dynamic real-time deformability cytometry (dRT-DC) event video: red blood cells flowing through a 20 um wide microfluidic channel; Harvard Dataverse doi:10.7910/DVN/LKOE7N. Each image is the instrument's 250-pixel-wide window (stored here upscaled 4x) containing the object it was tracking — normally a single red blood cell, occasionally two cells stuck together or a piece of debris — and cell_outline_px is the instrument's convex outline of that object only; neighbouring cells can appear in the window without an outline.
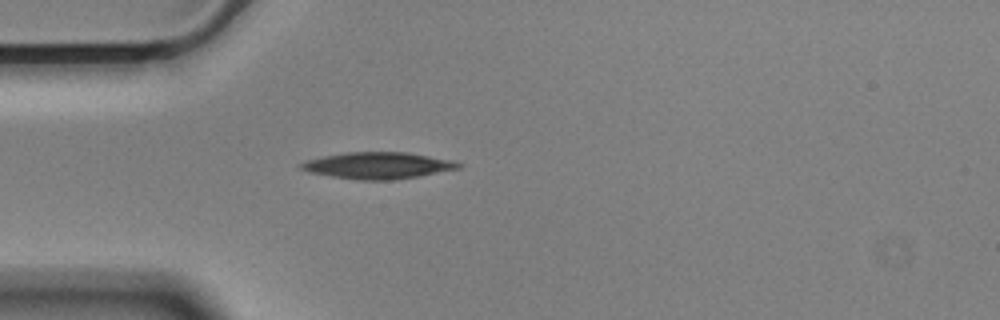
{"species": "Egyptian fruit bat (a non-hibernating species)", "species_latin": "Rousettus aegyptiacus", "temperature_condition": "cold", "stored_images_in_passage": 42, "camera_frame_rate_fps": 3000, "um_per_image_px": 0.085, "animal": {"sex": "male"}, "frame": {"image": 1, "passage_image": 1, "time_ms": 0.0, "image_size_px": [1000, 320], "cell_outline_px": [[464, 164], [460, 168], [416, 176], [392, 180], [360, 180], [332, 176], [308, 172], [300, 168], [296, 164], [304, 160], [344, 152], [408, 152], [452, 160]], "centroid_in_image_um": [32.07, 14.05], "position_along_channel_um": 52.9, "area_um2": 24.39}}
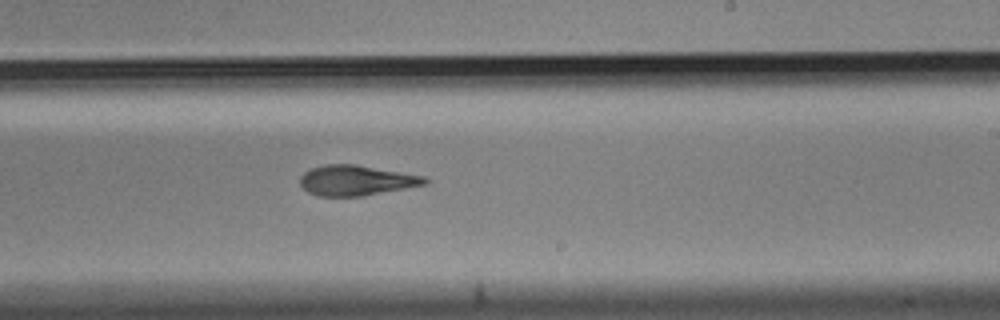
{"frame": {"image": 2, "passage_image": 19, "time_ms": 6.0, "image_size_px": [1000, 320], "cell_outline_px": [[432, 180], [428, 184], [364, 196], [316, 196], [308, 192], [300, 184], [300, 176], [304, 172], [312, 168], [324, 164], [356, 164], [424, 176]], "centroid_in_image_um": [30.3, 15.33], "position_along_channel_um": 258.7, "area_um2": 22.2}}
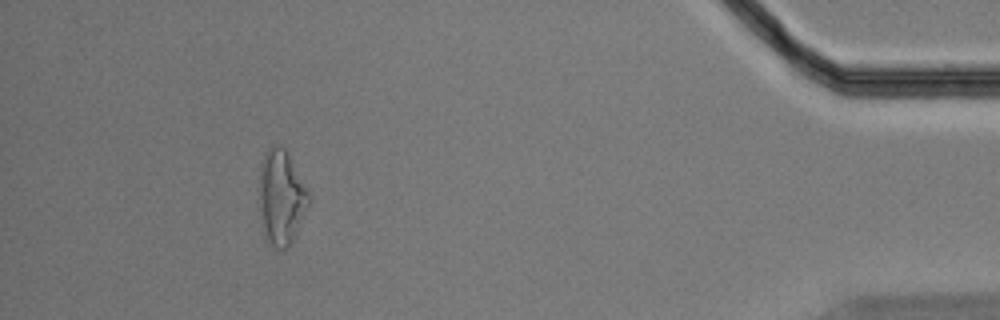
{"frame": {"image": 3, "passage_image": 37, "time_ms": 12.0, "image_size_px": [1000, 320], "cell_outline_px": [[308, 204], [296, 232], [288, 248], [276, 248], [268, 244], [264, 240], [260, 224], [260, 164], [268, 148], [276, 144], [284, 148], [288, 152], [308, 192]], "centroid_in_image_um": [23.86, 16.8], "position_along_channel_um": 411.3, "area_um2": 27.11}, "authors_computed_cell_mechanics": {"area_um2": 23.0333, "velocity_mm_per_s": 3.5337, "shape_relaxation_time_tau1_ms": 8.0914, "shape_relaxation_time_tau2_ms": 4.1465, "deformation_change_tau1": 0.224, "deformation_change_tau2": 0.1508}}